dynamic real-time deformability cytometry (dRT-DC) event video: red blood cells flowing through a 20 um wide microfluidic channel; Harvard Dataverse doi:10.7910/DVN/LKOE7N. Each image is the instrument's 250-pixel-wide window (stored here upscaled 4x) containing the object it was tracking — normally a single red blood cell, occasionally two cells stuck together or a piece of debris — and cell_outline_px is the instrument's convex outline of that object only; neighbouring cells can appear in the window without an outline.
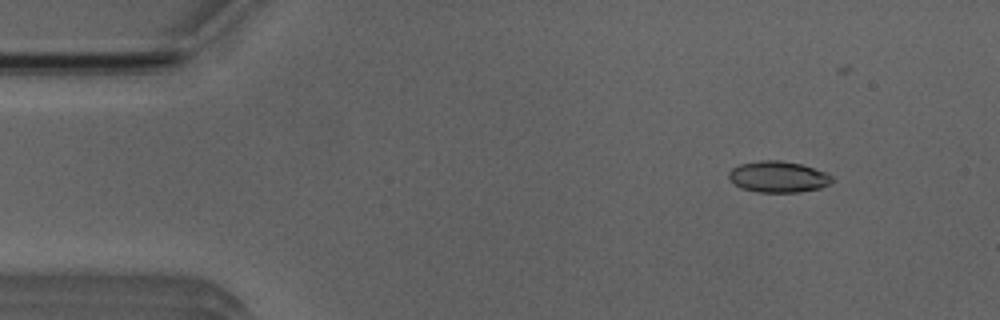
{"species": "Egyptian fruit bat (a non-hibernating species)", "species_latin": "Rousettus aegyptiacus", "temperature_condition": "room temperature", "stored_images_in_passage": 5, "camera_frame_rate_fps": 3000, "um_per_image_px": 0.085, "animal": {"sex": "male"}, "frame": {"image": 1, "passage_image": 2, "time_ms": 1.0, "image_size_px": [1000, 320], "cell_outline_px": [[832, 180], [828, 184], [820, 188], [800, 192], [756, 192], [744, 188], [736, 184], [728, 176], [728, 172], [732, 168], [740, 164], [760, 160], [780, 160], [800, 164], [824, 172], [832, 176]], "centroid_in_image_um": [66.13, 15.02], "position_along_channel_um": 18.9, "area_um2": 18.5}}